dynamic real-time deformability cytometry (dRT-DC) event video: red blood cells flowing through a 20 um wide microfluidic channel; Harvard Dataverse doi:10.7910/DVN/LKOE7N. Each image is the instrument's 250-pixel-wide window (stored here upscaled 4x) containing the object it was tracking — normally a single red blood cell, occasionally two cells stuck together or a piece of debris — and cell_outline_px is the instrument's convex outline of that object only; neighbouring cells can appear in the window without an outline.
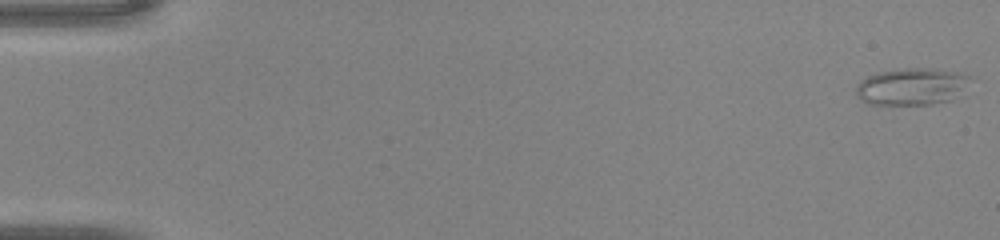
{"species": "common noctule bat (a hibernating species)", "species_latin": "Nyctalus noctula", "temperature_condition": "warm", "stored_images_in_passage": 46, "camera_frame_rate_fps": 3000, "um_per_image_px": 0.085, "animal": {"sex": "male", "body_mass_g": 20.0, "forearm_length_mm": 53.3}, "frame": {"image": 1, "passage_image": 1, "time_ms": 0.0, "image_size_px": [1000, 240], "cell_outline_px": [[972, 76], [960, 96], [952, 100], [932, 104], [868, 104], [860, 100], [856, 92], [856, 84], [860, 80], [868, 76], [880, 72], [900, 68], [932, 68], [960, 72]], "centroid_in_image_um": [77.52, 7.35], "position_along_channel_um": 7.5, "area_um2": 24.91}}
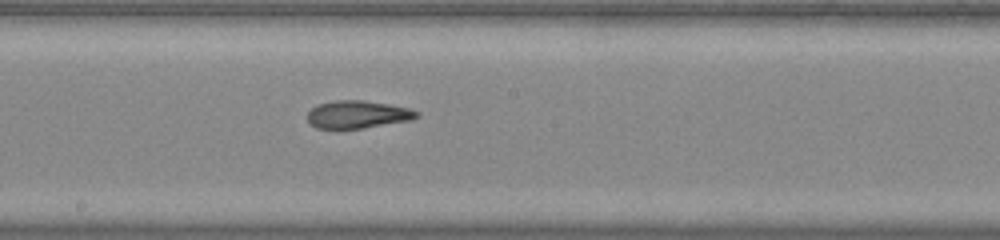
{"frame": {"image": 2, "passage_image": 26, "time_ms": 8.333, "image_size_px": [1000, 240], "cell_outline_px": [[420, 116], [412, 120], [364, 128], [316, 128], [308, 124], [308, 112], [316, 104], [336, 100], [364, 100], [388, 104], [408, 108], [420, 112]], "centroid_in_image_um": [30.4, 9.73], "position_along_channel_um": 217.8, "area_um2": 17.74}}
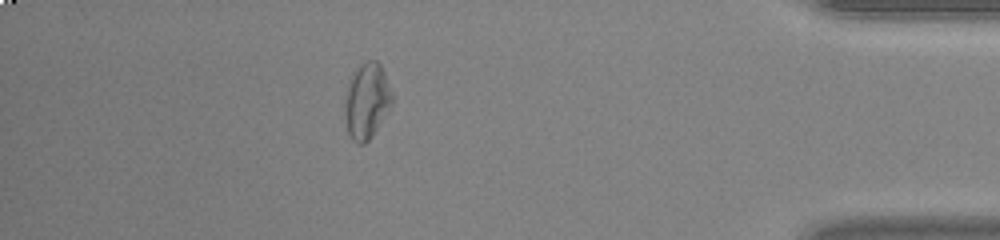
{"frame": {"image": 3, "passage_image": 41, "time_ms": 13.333, "image_size_px": [1000, 240], "cell_outline_px": [[392, 104], [372, 136], [364, 144], [356, 144], [352, 140], [348, 132], [344, 116], [344, 104], [348, 80], [360, 64], [368, 60], [376, 60], [380, 64], [384, 72], [392, 92]], "centroid_in_image_um": [31.15, 8.58], "position_along_channel_um": 404.0, "area_um2": 20.92}}